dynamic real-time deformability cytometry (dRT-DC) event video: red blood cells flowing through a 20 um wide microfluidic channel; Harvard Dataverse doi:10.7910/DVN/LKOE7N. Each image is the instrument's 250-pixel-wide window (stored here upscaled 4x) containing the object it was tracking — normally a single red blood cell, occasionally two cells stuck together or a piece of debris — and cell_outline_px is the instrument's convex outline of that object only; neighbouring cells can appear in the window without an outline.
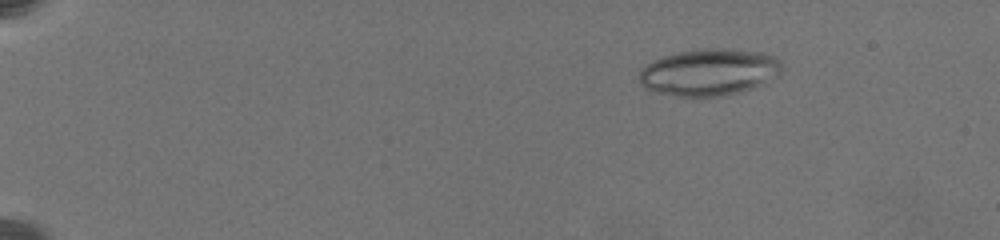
{"species": "common noctule bat (a hibernating species)", "species_latin": "Nyctalus noctula", "temperature_condition": "warm", "stored_images_in_passage": 64, "camera_frame_rate_fps": 3000, "um_per_image_px": 0.085, "animal": {"sex": "female", "body_mass_g": 19.5, "forearm_length_mm": 54.1}, "frame": {"image": 1, "passage_image": 4, "time_ms": 1.0, "image_size_px": [1000, 240], "cell_outline_px": [[784, 68], [780, 76], [764, 84], [740, 92], [724, 96], [676, 96], [656, 92], [644, 88], [640, 84], [640, 72], [652, 60], [664, 56], [680, 52], [700, 48], [728, 48], [764, 52], [776, 56], [780, 60]], "centroid_in_image_um": [60.36, 6.13], "position_along_channel_um": 24.6, "area_um2": 39.48}}
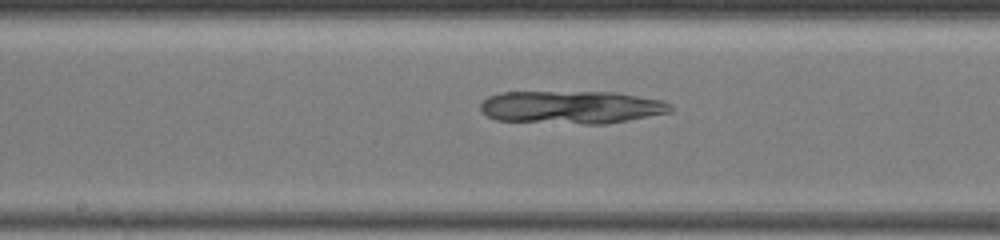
{"frame": {"image": 2, "passage_image": 34, "time_ms": 9.667, "image_size_px": [1000, 240], "cell_outline_px": [[672, 112], [628, 120], [604, 124], [584, 124], [496, 120], [480, 112], [480, 104], [488, 96], [500, 92], [616, 92], [664, 100], [672, 104]], "centroid_in_image_um": [48.59, 9.11], "position_along_channel_um": 199.6, "area_um2": 36.7}}
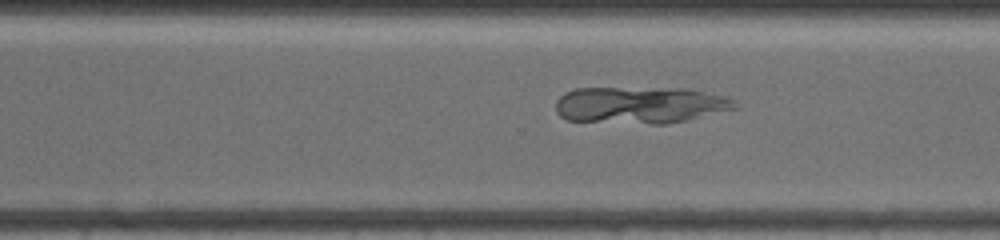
{"frame": {"image": 3, "passage_image": 45, "time_ms": 13.0, "image_size_px": [1000, 240], "cell_outline_px": [[740, 108], [668, 124], [652, 124], [564, 120], [556, 112], [556, 100], [564, 92], [576, 88], [688, 88], [724, 96], [736, 100]], "centroid_in_image_um": [54.43, 8.92], "position_along_channel_um": 316.2, "area_um2": 38.96}}